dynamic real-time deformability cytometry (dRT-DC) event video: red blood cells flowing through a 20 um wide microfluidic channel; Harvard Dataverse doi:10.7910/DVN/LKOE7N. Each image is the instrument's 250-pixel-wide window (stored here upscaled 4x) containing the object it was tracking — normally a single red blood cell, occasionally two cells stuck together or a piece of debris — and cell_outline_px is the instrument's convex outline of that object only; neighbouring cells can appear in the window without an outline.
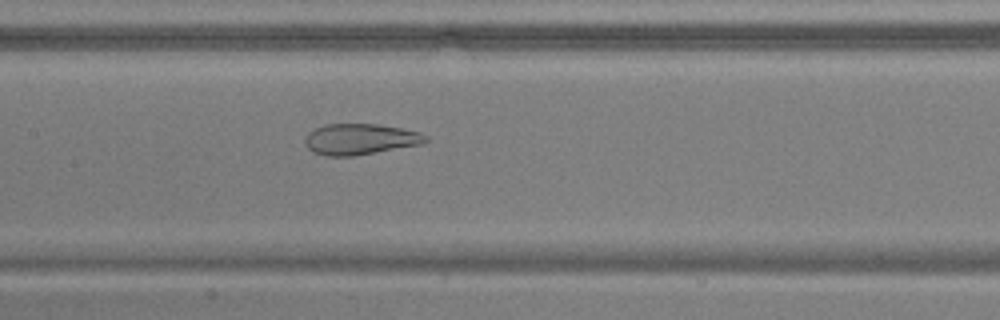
{"species": "common noctule bat (a hibernating species)", "species_latin": "Nyctalus noctula", "temperature_condition": "warm", "stored_images_in_passage": 54, "camera_frame_rate_fps": 3000, "um_per_image_px": 0.085, "animal": {"sex": "male", "body_mass_g": 17.9, "forearm_length_mm": 54.2}, "frame": {"image": 1, "passage_image": 27, "time_ms": 8.667, "image_size_px": [1000, 320], "cell_outline_px": [[428, 140], [424, 144], [352, 156], [328, 156], [312, 152], [308, 148], [304, 140], [308, 132], [324, 124], [376, 124], [400, 128], [420, 132], [428, 136]], "centroid_in_image_um": [30.62, 11.83], "position_along_channel_um": 176.8, "area_um2": 21.79}}
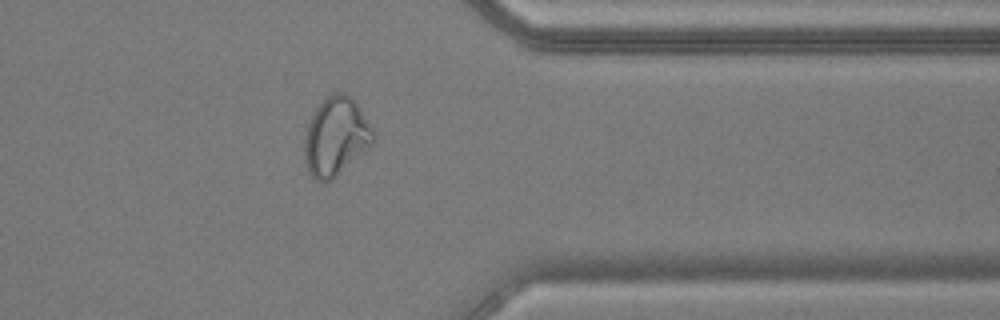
{"frame": {"image": 2, "passage_image": 44, "time_ms": 14.333, "image_size_px": [1000, 320], "cell_outline_px": [[376, 136], [372, 144], [368, 148], [332, 180], [324, 184], [316, 180], [308, 172], [304, 160], [304, 136], [308, 124], [316, 108], [332, 92], [340, 92], [348, 96], [360, 108], [376, 132]], "centroid_in_image_um": [28.54, 11.65], "position_along_channel_um": 382.9, "area_um2": 31.44}}
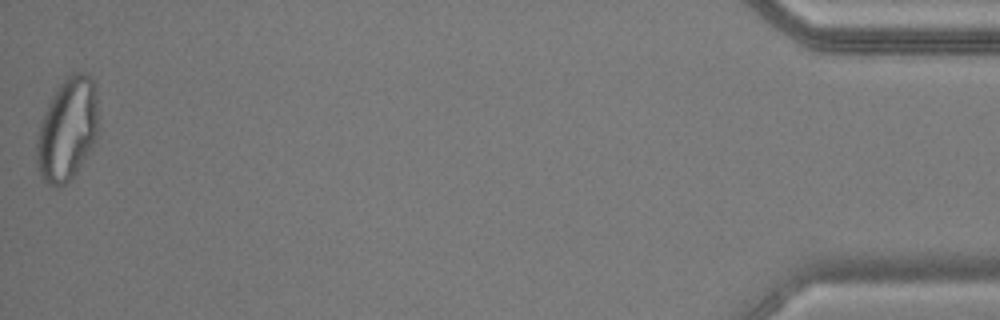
{"frame": {"image": 3, "passage_image": 54, "time_ms": 17.667, "image_size_px": [1000, 320], "cell_outline_px": [[96, 140], [92, 148], [76, 172], [60, 188], [56, 188], [48, 184], [40, 176], [36, 164], [36, 144], [40, 124], [48, 104], [52, 96], [60, 84], [72, 72], [88, 72], [92, 76], [96, 100]], "centroid_in_image_um": [5.7, 11.02], "position_along_channel_um": 429.5, "area_um2": 36.65}}